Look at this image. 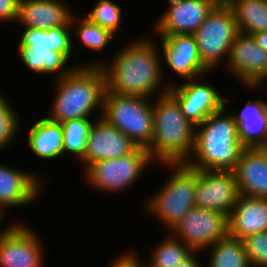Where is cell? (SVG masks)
Returning <instances> with one entry per match:
<instances>
[{
  "label": "cell",
  "instance_id": "obj_1",
  "mask_svg": "<svg viewBox=\"0 0 267 267\" xmlns=\"http://www.w3.org/2000/svg\"><path fill=\"white\" fill-rule=\"evenodd\" d=\"M133 38L117 50L110 60L97 58L82 66H100L105 75V93L155 98L169 92L174 81L164 82L162 53L156 38ZM100 59V60H99ZM102 60V61H101ZM90 62V63H89ZM165 77V78H164ZM162 84V85H161Z\"/></svg>",
  "mask_w": 267,
  "mask_h": 267
},
{
  "label": "cell",
  "instance_id": "obj_2",
  "mask_svg": "<svg viewBox=\"0 0 267 267\" xmlns=\"http://www.w3.org/2000/svg\"><path fill=\"white\" fill-rule=\"evenodd\" d=\"M230 101L225 97V105L196 126L194 150L186 162L191 168L233 171L237 166L245 147L239 139L238 125L226 106Z\"/></svg>",
  "mask_w": 267,
  "mask_h": 267
},
{
  "label": "cell",
  "instance_id": "obj_3",
  "mask_svg": "<svg viewBox=\"0 0 267 267\" xmlns=\"http://www.w3.org/2000/svg\"><path fill=\"white\" fill-rule=\"evenodd\" d=\"M53 81L55 94L46 115L49 120L63 123L73 119H92L93 115L95 119L102 117L106 86L100 66H80L73 73ZM95 113L99 115L97 118Z\"/></svg>",
  "mask_w": 267,
  "mask_h": 267
},
{
  "label": "cell",
  "instance_id": "obj_4",
  "mask_svg": "<svg viewBox=\"0 0 267 267\" xmlns=\"http://www.w3.org/2000/svg\"><path fill=\"white\" fill-rule=\"evenodd\" d=\"M153 115V138L147 148L152 161L186 163L194 150L196 126L185 117L169 92L153 99Z\"/></svg>",
  "mask_w": 267,
  "mask_h": 267
},
{
  "label": "cell",
  "instance_id": "obj_5",
  "mask_svg": "<svg viewBox=\"0 0 267 267\" xmlns=\"http://www.w3.org/2000/svg\"><path fill=\"white\" fill-rule=\"evenodd\" d=\"M159 165L168 167L170 176L166 177L162 187L144 200L145 208L142 210L160 221L167 232H171L184 215L195 206L196 169L186 163Z\"/></svg>",
  "mask_w": 267,
  "mask_h": 267
},
{
  "label": "cell",
  "instance_id": "obj_6",
  "mask_svg": "<svg viewBox=\"0 0 267 267\" xmlns=\"http://www.w3.org/2000/svg\"><path fill=\"white\" fill-rule=\"evenodd\" d=\"M101 118L128 136L137 147L147 149L150 146L153 98L105 93Z\"/></svg>",
  "mask_w": 267,
  "mask_h": 267
},
{
  "label": "cell",
  "instance_id": "obj_7",
  "mask_svg": "<svg viewBox=\"0 0 267 267\" xmlns=\"http://www.w3.org/2000/svg\"><path fill=\"white\" fill-rule=\"evenodd\" d=\"M152 163L147 149L137 147L125 156L92 163L82 175L88 187L99 193L121 194L131 189Z\"/></svg>",
  "mask_w": 267,
  "mask_h": 267
},
{
  "label": "cell",
  "instance_id": "obj_8",
  "mask_svg": "<svg viewBox=\"0 0 267 267\" xmlns=\"http://www.w3.org/2000/svg\"><path fill=\"white\" fill-rule=\"evenodd\" d=\"M238 34L239 29L231 7L219 2L193 34L200 59L211 72L226 64L230 47Z\"/></svg>",
  "mask_w": 267,
  "mask_h": 267
},
{
  "label": "cell",
  "instance_id": "obj_9",
  "mask_svg": "<svg viewBox=\"0 0 267 267\" xmlns=\"http://www.w3.org/2000/svg\"><path fill=\"white\" fill-rule=\"evenodd\" d=\"M193 251L203 252L229 236V217L194 206L170 232Z\"/></svg>",
  "mask_w": 267,
  "mask_h": 267
},
{
  "label": "cell",
  "instance_id": "obj_10",
  "mask_svg": "<svg viewBox=\"0 0 267 267\" xmlns=\"http://www.w3.org/2000/svg\"><path fill=\"white\" fill-rule=\"evenodd\" d=\"M8 224L0 233V267H44L46 249L32 227L17 220Z\"/></svg>",
  "mask_w": 267,
  "mask_h": 267
},
{
  "label": "cell",
  "instance_id": "obj_11",
  "mask_svg": "<svg viewBox=\"0 0 267 267\" xmlns=\"http://www.w3.org/2000/svg\"><path fill=\"white\" fill-rule=\"evenodd\" d=\"M206 76L188 79L180 84L175 81L169 89L182 113L194 126L201 124L210 114L225 105V96L209 80L206 81Z\"/></svg>",
  "mask_w": 267,
  "mask_h": 267
},
{
  "label": "cell",
  "instance_id": "obj_12",
  "mask_svg": "<svg viewBox=\"0 0 267 267\" xmlns=\"http://www.w3.org/2000/svg\"><path fill=\"white\" fill-rule=\"evenodd\" d=\"M226 66L227 72L249 90H256L267 81V51L257 45L252 35L239 33L236 36Z\"/></svg>",
  "mask_w": 267,
  "mask_h": 267
},
{
  "label": "cell",
  "instance_id": "obj_13",
  "mask_svg": "<svg viewBox=\"0 0 267 267\" xmlns=\"http://www.w3.org/2000/svg\"><path fill=\"white\" fill-rule=\"evenodd\" d=\"M169 7L153 21L154 36L193 35L218 0H168Z\"/></svg>",
  "mask_w": 267,
  "mask_h": 267
},
{
  "label": "cell",
  "instance_id": "obj_14",
  "mask_svg": "<svg viewBox=\"0 0 267 267\" xmlns=\"http://www.w3.org/2000/svg\"><path fill=\"white\" fill-rule=\"evenodd\" d=\"M239 196L233 171L196 169L195 206L231 215Z\"/></svg>",
  "mask_w": 267,
  "mask_h": 267
},
{
  "label": "cell",
  "instance_id": "obj_15",
  "mask_svg": "<svg viewBox=\"0 0 267 267\" xmlns=\"http://www.w3.org/2000/svg\"><path fill=\"white\" fill-rule=\"evenodd\" d=\"M163 64L181 80L197 78L210 73L202 63L194 35L156 36Z\"/></svg>",
  "mask_w": 267,
  "mask_h": 267
},
{
  "label": "cell",
  "instance_id": "obj_16",
  "mask_svg": "<svg viewBox=\"0 0 267 267\" xmlns=\"http://www.w3.org/2000/svg\"><path fill=\"white\" fill-rule=\"evenodd\" d=\"M45 180L39 174L0 162V212L5 215L7 208L35 204L47 187L44 184L48 181Z\"/></svg>",
  "mask_w": 267,
  "mask_h": 267
},
{
  "label": "cell",
  "instance_id": "obj_17",
  "mask_svg": "<svg viewBox=\"0 0 267 267\" xmlns=\"http://www.w3.org/2000/svg\"><path fill=\"white\" fill-rule=\"evenodd\" d=\"M136 148L137 145L128 136L109 125L104 119L98 118L92 124L84 157L78 163H83L85 171L94 162L119 158Z\"/></svg>",
  "mask_w": 267,
  "mask_h": 267
},
{
  "label": "cell",
  "instance_id": "obj_18",
  "mask_svg": "<svg viewBox=\"0 0 267 267\" xmlns=\"http://www.w3.org/2000/svg\"><path fill=\"white\" fill-rule=\"evenodd\" d=\"M63 0H20L16 24L21 28L50 29L71 26L74 11Z\"/></svg>",
  "mask_w": 267,
  "mask_h": 267
},
{
  "label": "cell",
  "instance_id": "obj_19",
  "mask_svg": "<svg viewBox=\"0 0 267 267\" xmlns=\"http://www.w3.org/2000/svg\"><path fill=\"white\" fill-rule=\"evenodd\" d=\"M233 172L239 194L267 199V151L263 147L244 148Z\"/></svg>",
  "mask_w": 267,
  "mask_h": 267
},
{
  "label": "cell",
  "instance_id": "obj_20",
  "mask_svg": "<svg viewBox=\"0 0 267 267\" xmlns=\"http://www.w3.org/2000/svg\"><path fill=\"white\" fill-rule=\"evenodd\" d=\"M267 230V199L239 194L229 216V236L242 240Z\"/></svg>",
  "mask_w": 267,
  "mask_h": 267
},
{
  "label": "cell",
  "instance_id": "obj_21",
  "mask_svg": "<svg viewBox=\"0 0 267 267\" xmlns=\"http://www.w3.org/2000/svg\"><path fill=\"white\" fill-rule=\"evenodd\" d=\"M238 125L239 139L245 148L264 147L267 143V101L265 97L247 100L237 113L231 111Z\"/></svg>",
  "mask_w": 267,
  "mask_h": 267
},
{
  "label": "cell",
  "instance_id": "obj_22",
  "mask_svg": "<svg viewBox=\"0 0 267 267\" xmlns=\"http://www.w3.org/2000/svg\"><path fill=\"white\" fill-rule=\"evenodd\" d=\"M27 144L30 151L44 160H55L64 156L63 131L61 123L39 117L30 125Z\"/></svg>",
  "mask_w": 267,
  "mask_h": 267
},
{
  "label": "cell",
  "instance_id": "obj_23",
  "mask_svg": "<svg viewBox=\"0 0 267 267\" xmlns=\"http://www.w3.org/2000/svg\"><path fill=\"white\" fill-rule=\"evenodd\" d=\"M20 61L28 70L39 75H54L55 80L73 73L78 67L82 66L76 63L69 65L72 59L66 53L49 50H31L30 46L17 45ZM69 65V66H68Z\"/></svg>",
  "mask_w": 267,
  "mask_h": 267
},
{
  "label": "cell",
  "instance_id": "obj_24",
  "mask_svg": "<svg viewBox=\"0 0 267 267\" xmlns=\"http://www.w3.org/2000/svg\"><path fill=\"white\" fill-rule=\"evenodd\" d=\"M23 32L17 45L30 46L31 50L66 53L71 59L73 50V35L71 26H60L50 29L22 28Z\"/></svg>",
  "mask_w": 267,
  "mask_h": 267
},
{
  "label": "cell",
  "instance_id": "obj_25",
  "mask_svg": "<svg viewBox=\"0 0 267 267\" xmlns=\"http://www.w3.org/2000/svg\"><path fill=\"white\" fill-rule=\"evenodd\" d=\"M239 33L267 31V0H229Z\"/></svg>",
  "mask_w": 267,
  "mask_h": 267
},
{
  "label": "cell",
  "instance_id": "obj_26",
  "mask_svg": "<svg viewBox=\"0 0 267 267\" xmlns=\"http://www.w3.org/2000/svg\"><path fill=\"white\" fill-rule=\"evenodd\" d=\"M71 29L73 38L77 37L76 42L79 43L78 46L73 43V50L75 53L84 52L85 47L88 50L100 53V51L106 49L107 46L110 47L108 44H110L115 37L109 30L91 22L84 15L83 17L82 15L78 17L77 13H74L71 19ZM80 48L84 49L79 51Z\"/></svg>",
  "mask_w": 267,
  "mask_h": 267
},
{
  "label": "cell",
  "instance_id": "obj_27",
  "mask_svg": "<svg viewBox=\"0 0 267 267\" xmlns=\"http://www.w3.org/2000/svg\"><path fill=\"white\" fill-rule=\"evenodd\" d=\"M210 250V251H209ZM209 254L207 267H251L245 247L240 239L228 236L227 238L216 242L213 246L206 248Z\"/></svg>",
  "mask_w": 267,
  "mask_h": 267
},
{
  "label": "cell",
  "instance_id": "obj_28",
  "mask_svg": "<svg viewBox=\"0 0 267 267\" xmlns=\"http://www.w3.org/2000/svg\"><path fill=\"white\" fill-rule=\"evenodd\" d=\"M162 239L149 250L150 256L147 263L145 262V267H175L193 252L189 246L170 232Z\"/></svg>",
  "mask_w": 267,
  "mask_h": 267
},
{
  "label": "cell",
  "instance_id": "obj_29",
  "mask_svg": "<svg viewBox=\"0 0 267 267\" xmlns=\"http://www.w3.org/2000/svg\"><path fill=\"white\" fill-rule=\"evenodd\" d=\"M95 120L94 118L73 119L61 123L64 154L72 155V158H75L77 162L84 157L86 141Z\"/></svg>",
  "mask_w": 267,
  "mask_h": 267
},
{
  "label": "cell",
  "instance_id": "obj_30",
  "mask_svg": "<svg viewBox=\"0 0 267 267\" xmlns=\"http://www.w3.org/2000/svg\"><path fill=\"white\" fill-rule=\"evenodd\" d=\"M122 13V8L114 0H97L84 16L116 36L123 22Z\"/></svg>",
  "mask_w": 267,
  "mask_h": 267
},
{
  "label": "cell",
  "instance_id": "obj_31",
  "mask_svg": "<svg viewBox=\"0 0 267 267\" xmlns=\"http://www.w3.org/2000/svg\"><path fill=\"white\" fill-rule=\"evenodd\" d=\"M4 94L0 92V150L4 151L7 147L13 146L16 142L15 137L19 136V129L22 128L20 121L21 117L18 115V110L12 106ZM14 108V109H13ZM20 117V118H19ZM18 132V133H17ZM17 134V135H16ZM14 139V140H13ZM13 141V142H12ZM0 151V153H1Z\"/></svg>",
  "mask_w": 267,
  "mask_h": 267
},
{
  "label": "cell",
  "instance_id": "obj_32",
  "mask_svg": "<svg viewBox=\"0 0 267 267\" xmlns=\"http://www.w3.org/2000/svg\"><path fill=\"white\" fill-rule=\"evenodd\" d=\"M251 267H267V232L251 234L242 239Z\"/></svg>",
  "mask_w": 267,
  "mask_h": 267
},
{
  "label": "cell",
  "instance_id": "obj_33",
  "mask_svg": "<svg viewBox=\"0 0 267 267\" xmlns=\"http://www.w3.org/2000/svg\"><path fill=\"white\" fill-rule=\"evenodd\" d=\"M125 251L123 254L115 256L111 264L108 267H145V262L140 260V255L135 253L136 251Z\"/></svg>",
  "mask_w": 267,
  "mask_h": 267
},
{
  "label": "cell",
  "instance_id": "obj_34",
  "mask_svg": "<svg viewBox=\"0 0 267 267\" xmlns=\"http://www.w3.org/2000/svg\"><path fill=\"white\" fill-rule=\"evenodd\" d=\"M19 3L20 0H0V25L7 21L16 23Z\"/></svg>",
  "mask_w": 267,
  "mask_h": 267
},
{
  "label": "cell",
  "instance_id": "obj_35",
  "mask_svg": "<svg viewBox=\"0 0 267 267\" xmlns=\"http://www.w3.org/2000/svg\"><path fill=\"white\" fill-rule=\"evenodd\" d=\"M201 253L203 252L193 251L184 261L180 262L175 267H204L205 264L200 263L201 260L197 257H200L199 254Z\"/></svg>",
  "mask_w": 267,
  "mask_h": 267
},
{
  "label": "cell",
  "instance_id": "obj_36",
  "mask_svg": "<svg viewBox=\"0 0 267 267\" xmlns=\"http://www.w3.org/2000/svg\"><path fill=\"white\" fill-rule=\"evenodd\" d=\"M252 37L254 38L258 46L267 51V31L254 33L252 34Z\"/></svg>",
  "mask_w": 267,
  "mask_h": 267
},
{
  "label": "cell",
  "instance_id": "obj_37",
  "mask_svg": "<svg viewBox=\"0 0 267 267\" xmlns=\"http://www.w3.org/2000/svg\"><path fill=\"white\" fill-rule=\"evenodd\" d=\"M5 217V215H3L1 212H0V225H1V227H2V221L4 220L3 218ZM4 228H2L1 230H0V233L2 232V230H3Z\"/></svg>",
  "mask_w": 267,
  "mask_h": 267
},
{
  "label": "cell",
  "instance_id": "obj_38",
  "mask_svg": "<svg viewBox=\"0 0 267 267\" xmlns=\"http://www.w3.org/2000/svg\"><path fill=\"white\" fill-rule=\"evenodd\" d=\"M219 2L227 3L229 0H218Z\"/></svg>",
  "mask_w": 267,
  "mask_h": 267
},
{
  "label": "cell",
  "instance_id": "obj_39",
  "mask_svg": "<svg viewBox=\"0 0 267 267\" xmlns=\"http://www.w3.org/2000/svg\"><path fill=\"white\" fill-rule=\"evenodd\" d=\"M263 148L267 151V143L265 144V146Z\"/></svg>",
  "mask_w": 267,
  "mask_h": 267
}]
</instances>
